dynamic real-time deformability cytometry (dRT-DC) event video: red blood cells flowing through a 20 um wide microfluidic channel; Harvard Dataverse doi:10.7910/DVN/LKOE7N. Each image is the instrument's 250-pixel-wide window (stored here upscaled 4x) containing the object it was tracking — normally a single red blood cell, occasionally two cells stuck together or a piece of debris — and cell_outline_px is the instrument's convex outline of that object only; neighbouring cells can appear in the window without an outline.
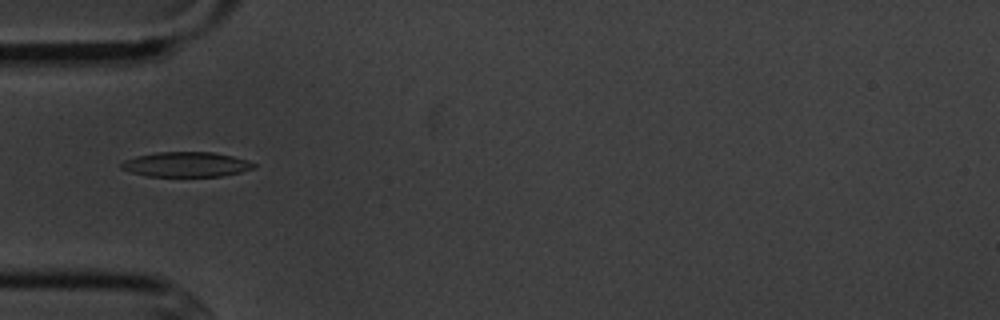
{"species": "common noctule bat (a hibernating species)", "species_latin": "Nyctalus noctula", "temperature_condition": "cold", "stored_images_in_passage": 14, "camera_frame_rate_fps": 3000, "um_per_image_px": 0.085, "animal": {"sex": "male", "body_mass_g": 20.1, "forearm_length_mm": 53.5}, "frame": {"image": 1, "passage_image": 4, "time_ms": 4.333, "image_size_px": [1000, 320], "cell_outline_px": [[256, 164], [252, 168], [240, 172], [220, 176], [148, 176], [132, 172], [120, 168], [120, 164], [124, 160], [136, 156], [156, 152], [212, 152], [232, 156], [248, 160]], "centroid_in_image_um": [15.8, 13.97], "position_along_channel_um": 69.2, "area_um2": 19.07}}
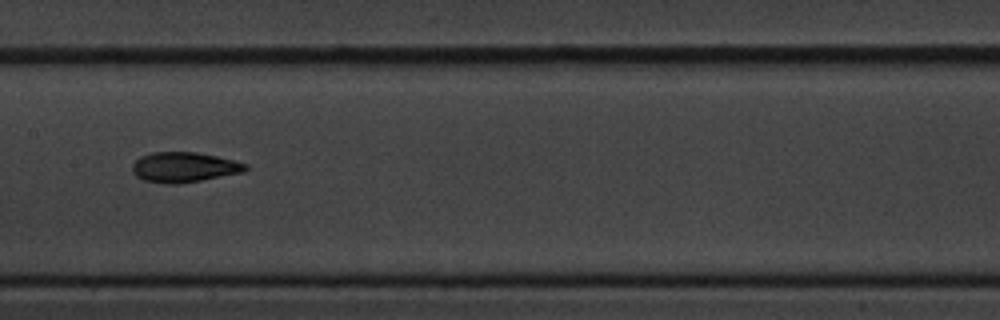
{"frame": {"image": 2, "passage_image": 7, "time_ms": 7.667, "image_size_px": [1000, 320], "cell_outline_px": [[248, 168], [244, 172], [180, 184], [164, 184], [144, 180], [136, 176], [132, 172], [132, 164], [140, 156], [152, 152], [196, 152], [216, 156], [248, 164]], "centroid_in_image_um": [15.62, 14.22], "position_along_channel_um": 191.8, "area_um2": 19.94}}
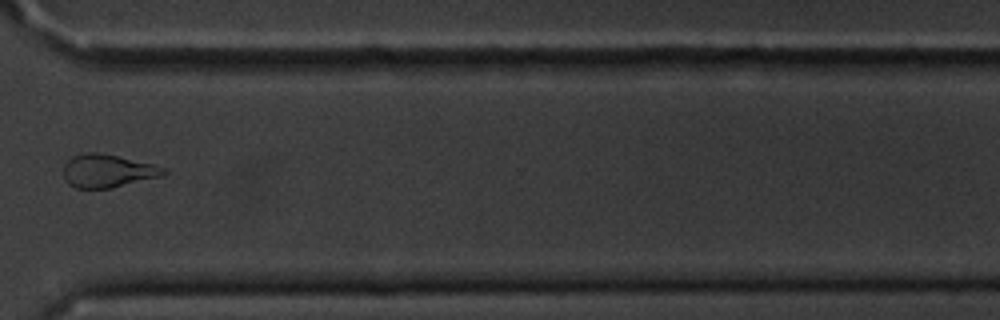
{"frame": {"image": 3, "passage_image": 11, "time_ms": 12.333, "image_size_px": [1000, 320], "cell_outline_px": [[168, 172], [164, 176], [112, 188], [76, 188], [68, 184], [64, 176], [64, 164], [72, 156], [84, 152], [96, 152], [116, 156], [152, 164], [164, 168]], "centroid_in_image_um": [9.15, 14.54], "position_along_channel_um": 361.5, "area_um2": 19.31}, "authors_computed_cell_mechanics": {"area_um2": 19.363, "velocity_mm_per_s": 3.643, "shape_relaxation_time_tau1_ms": 7.9408, "shape_relaxation_time_tau2_ms": 3.3163, "deformation_change_tau1": 0.1837, "deformation_change_tau2": 0.09}}